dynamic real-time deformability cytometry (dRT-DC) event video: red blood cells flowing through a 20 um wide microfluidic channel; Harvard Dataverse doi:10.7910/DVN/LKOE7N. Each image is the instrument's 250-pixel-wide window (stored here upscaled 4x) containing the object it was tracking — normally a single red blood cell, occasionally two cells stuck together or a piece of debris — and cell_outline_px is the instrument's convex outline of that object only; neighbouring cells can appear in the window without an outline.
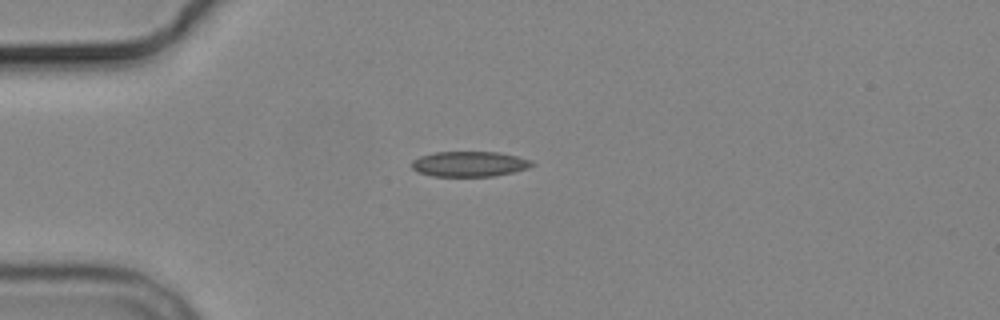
{"species": "common noctule bat (a hibernating species)", "species_latin": "Nyctalus noctula", "temperature_condition": "cold", "stored_images_in_passage": 5, "camera_frame_rate_fps": 3000, "um_per_image_px": 0.085, "animal": {"sex": "male", "body_mass_g": 19.2, "forearm_length_mm": 51.8}, "frame": {"image": 1, "passage_image": 1, "time_ms": 0.0, "image_size_px": [1000, 320], "cell_outline_px": [[536, 164], [528, 168], [496, 176], [432, 176], [416, 172], [412, 168], [412, 160], [420, 156], [436, 152], [500, 152], [532, 160]], "centroid_in_image_um": [39.9, 13.94], "position_along_channel_um": 45.1, "area_um2": 17.8}}
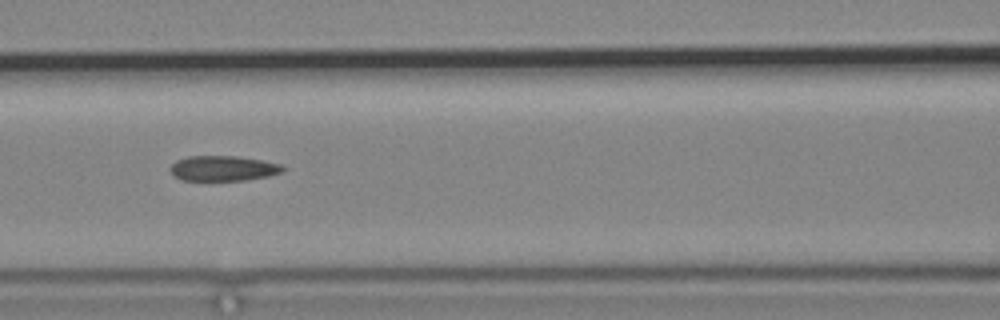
{"frame": {"image": 2, "passage_image": 4, "time_ms": 3.333, "image_size_px": [1000, 320], "cell_outline_px": [[284, 172], [268, 176], [244, 180], [180, 180], [172, 176], [168, 168], [176, 160], [188, 156], [236, 156], [260, 160], [280, 164], [284, 168]], "centroid_in_image_um": [18.91, 14.31], "position_along_channel_um": 147.7, "area_um2": 16.59}}
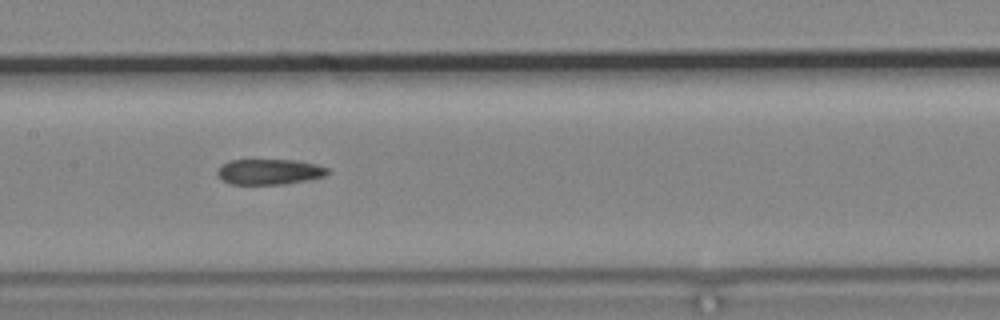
{"frame": {"image": 3, "passage_image": 5, "time_ms": 4.333, "image_size_px": [1000, 320], "cell_outline_px": [[332, 172], [324, 176], [284, 184], [232, 184], [220, 180], [216, 172], [228, 160], [292, 160], [316, 164], [328, 168]], "centroid_in_image_um": [22.89, 14.6], "position_along_channel_um": 184.5, "area_um2": 16.3}}